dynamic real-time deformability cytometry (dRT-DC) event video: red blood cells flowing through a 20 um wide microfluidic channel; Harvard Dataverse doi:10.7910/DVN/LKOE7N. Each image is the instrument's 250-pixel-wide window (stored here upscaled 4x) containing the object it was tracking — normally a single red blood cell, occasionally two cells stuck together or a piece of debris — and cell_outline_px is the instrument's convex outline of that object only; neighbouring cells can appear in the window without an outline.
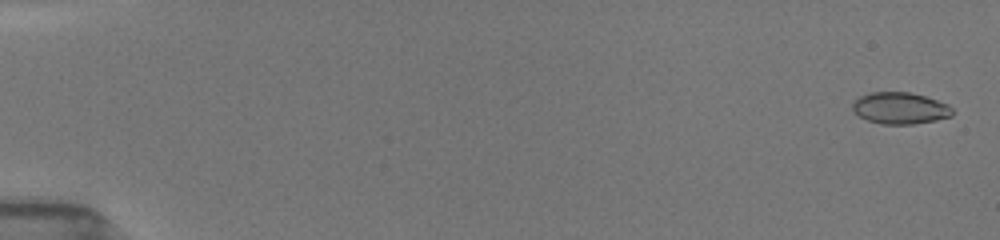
{"species": "common noctule bat (a hibernating species)", "species_latin": "Nyctalus noctula", "temperature_condition": "room temperature", "stored_images_in_passage": 31, "camera_frame_rate_fps": 3000, "um_per_image_px": 0.085, "animal": {"sex": "female", "body_mass_g": 19.5, "forearm_length_mm": 54.1}, "frame": {"image": 1, "passage_image": 2, "time_ms": 0.333, "image_size_px": [1000, 240], "cell_outline_px": [[952, 116], [936, 120], [912, 124], [880, 124], [868, 120], [860, 116], [852, 108], [852, 100], [860, 96], [872, 92], [908, 92], [924, 96], [948, 104], [952, 108]], "centroid_in_image_um": [76.49, 9.19], "position_along_channel_um": 8.5, "area_um2": 18.32}}
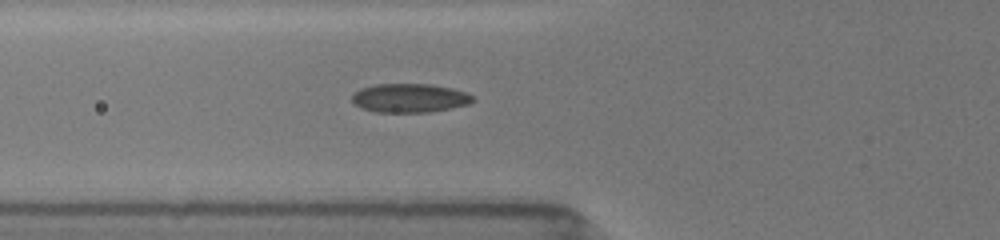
{"frame": {"image": 2, "passage_image": 18, "time_ms": 6.667, "image_size_px": [1000, 240], "cell_outline_px": [[476, 100], [468, 104], [452, 108], [428, 112], [376, 112], [360, 108], [352, 104], [352, 96], [360, 88], [376, 84], [432, 84], [452, 88], [468, 92]], "centroid_in_image_um": [34.82, 8.33], "position_along_channel_um": 91.0, "area_um2": 20.52}}
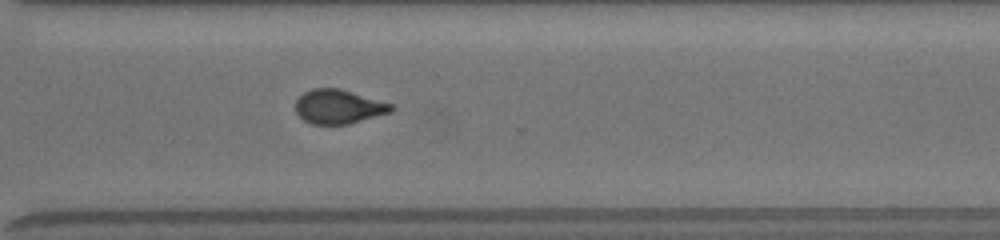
{"frame": {"image": 3, "passage_image": 31, "time_ms": 13.0, "image_size_px": [1000, 240], "cell_outline_px": [[392, 112], [348, 124], [312, 124], [304, 120], [296, 112], [296, 100], [304, 92], [312, 88], [340, 88], [392, 104]], "centroid_in_image_um": [28.76, 9.06], "position_along_channel_um": 341.8, "area_um2": 18.9}}